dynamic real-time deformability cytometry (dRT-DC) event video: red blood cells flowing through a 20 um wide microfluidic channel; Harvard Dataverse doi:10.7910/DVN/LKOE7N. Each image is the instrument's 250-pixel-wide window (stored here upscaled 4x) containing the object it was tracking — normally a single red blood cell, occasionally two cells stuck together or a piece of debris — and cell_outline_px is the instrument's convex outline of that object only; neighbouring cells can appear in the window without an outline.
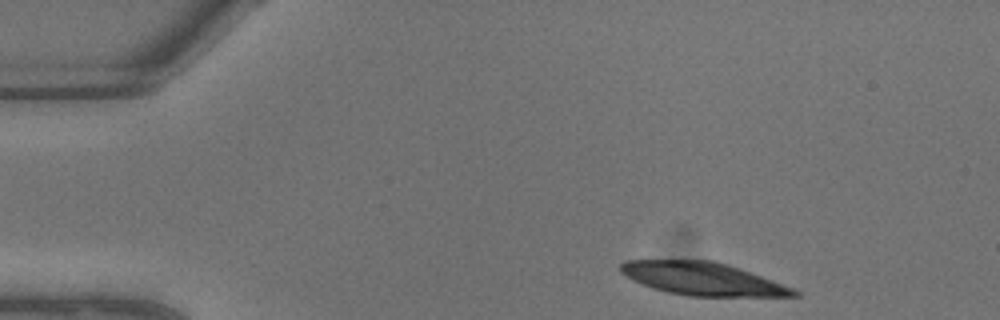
{"species": "common noctule bat (a hibernating species)", "species_latin": "Nyctalus noctula", "temperature_condition": "warm", "stored_images_in_passage": 4, "camera_frame_rate_fps": 3000, "um_per_image_px": 0.085, "animal": {"sex": "male", "body_mass_g": 13.3}, "frame": {"image": 1, "passage_image": 1, "time_ms": 0.0, "image_size_px": [1000, 320], "cell_outline_px": [[800, 296], [688, 296], [668, 292], [652, 288], [632, 280], [620, 272], [620, 264], [624, 260], [712, 260], [728, 264], [740, 268], [772, 280], [792, 288], [800, 292]], "centroid_in_image_um": [59.69, 23.69], "position_along_channel_um": 25.3, "area_um2": 33.12}}